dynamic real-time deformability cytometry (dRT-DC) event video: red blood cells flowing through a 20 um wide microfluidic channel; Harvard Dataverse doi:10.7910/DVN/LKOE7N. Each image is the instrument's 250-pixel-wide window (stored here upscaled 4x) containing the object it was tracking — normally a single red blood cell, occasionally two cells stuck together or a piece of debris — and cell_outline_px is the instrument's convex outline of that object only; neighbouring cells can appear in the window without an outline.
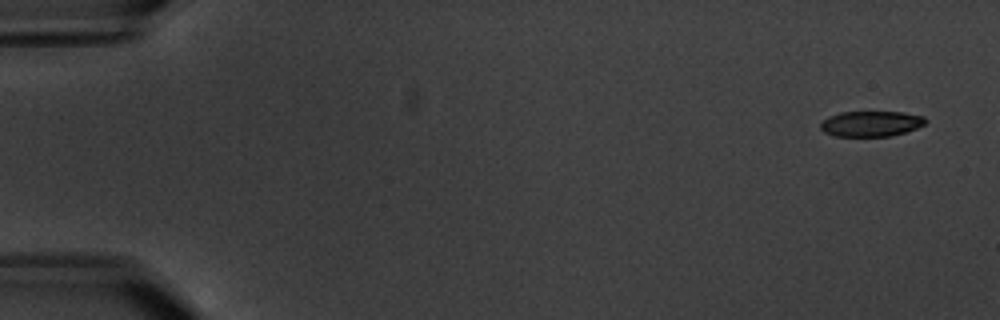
{"species": "common noctule bat (a hibernating species)", "species_latin": "Nyctalus noctula", "temperature_condition": "warm", "stored_images_in_passage": 4, "camera_frame_rate_fps": 3000, "um_per_image_px": 0.085, "animal": {"sex": "male", "body_mass_g": 20.1, "forearm_length_mm": 53.5}, "frame": {"image": 1, "passage_image": 1, "time_ms": 0.0, "image_size_px": [1000, 320], "cell_outline_px": [[928, 120], [924, 124], [916, 128], [892, 136], [836, 136], [824, 132], [820, 128], [820, 124], [828, 116], [840, 112], [904, 112], [924, 116]], "centroid_in_image_um": [74.04, 10.51], "position_along_channel_um": 11.0, "area_um2": 15.61}}